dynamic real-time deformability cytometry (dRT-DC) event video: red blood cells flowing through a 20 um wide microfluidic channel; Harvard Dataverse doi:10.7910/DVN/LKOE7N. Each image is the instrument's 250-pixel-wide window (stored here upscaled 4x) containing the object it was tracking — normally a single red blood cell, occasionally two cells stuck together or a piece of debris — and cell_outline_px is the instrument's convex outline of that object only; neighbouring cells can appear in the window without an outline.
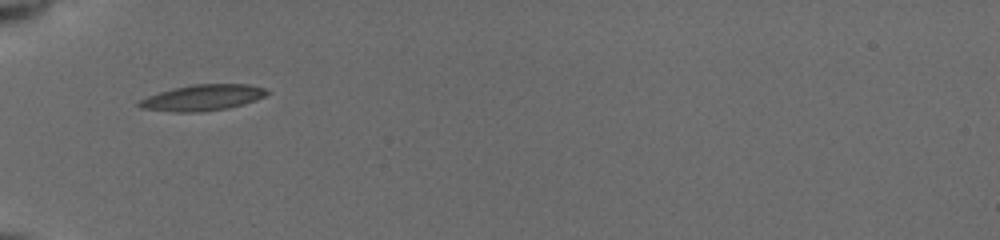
{"species": "common noctule bat (a hibernating species)", "species_latin": "Nyctalus noctula", "temperature_condition": "cold", "stored_images_in_passage": 35, "camera_frame_rate_fps": 3000, "um_per_image_px": 0.085, "animal": {"sex": "female", "body_mass_g": 19.5, "forearm_length_mm": 54.1}, "frame": {"image": 1, "passage_image": 1, "time_ms": 0.0, "image_size_px": [1000, 240], "cell_outline_px": [[272, 92], [256, 100], [244, 104], [228, 108], [200, 112], [172, 112], [140, 108], [136, 104], [140, 100], [148, 96], [160, 92], [192, 84], [248, 84], [264, 88]], "centroid_in_image_um": [17.24, 8.3], "position_along_channel_um": 67.8, "area_um2": 19.36}}
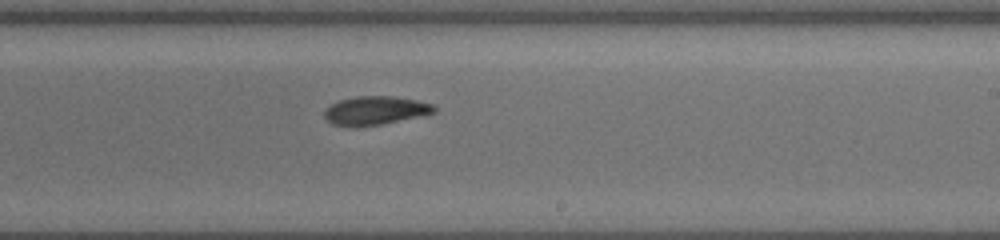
{"frame": {"image": 2, "passage_image": 16, "time_ms": 5.0, "image_size_px": [1000, 240], "cell_outline_px": [[436, 112], [380, 124], [332, 124], [324, 116], [324, 112], [332, 104], [340, 100], [356, 96], [392, 96], [416, 100], [436, 104]], "centroid_in_image_um": [31.96, 9.35], "position_along_channel_um": 257.0, "area_um2": 17.51}}
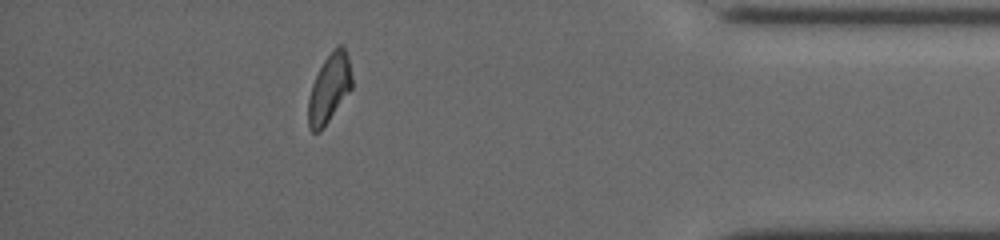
{"frame": {"image": 3, "passage_image": 30, "time_ms": 9.667, "image_size_px": [1000, 240], "cell_outline_px": [[352, 88], [320, 132], [312, 132], [308, 128], [308, 100], [312, 84], [324, 60], [336, 44], [340, 44], [344, 48], [348, 56], [352, 76]], "centroid_in_image_um": [27.98, 7.51], "position_along_channel_um": 407.2, "area_um2": 17.4}, "authors_computed_cell_mechanics": {"area_um2": 18.0914, "velocity_mm_per_s": 3.9027, "shape_relaxation_time_tau1_ms": 5.6389, "shape_relaxation_time_tau2_ms": 4.258, "deformation_change_tau1": 0.1547, "deformation_change_tau2": 0.1039}}